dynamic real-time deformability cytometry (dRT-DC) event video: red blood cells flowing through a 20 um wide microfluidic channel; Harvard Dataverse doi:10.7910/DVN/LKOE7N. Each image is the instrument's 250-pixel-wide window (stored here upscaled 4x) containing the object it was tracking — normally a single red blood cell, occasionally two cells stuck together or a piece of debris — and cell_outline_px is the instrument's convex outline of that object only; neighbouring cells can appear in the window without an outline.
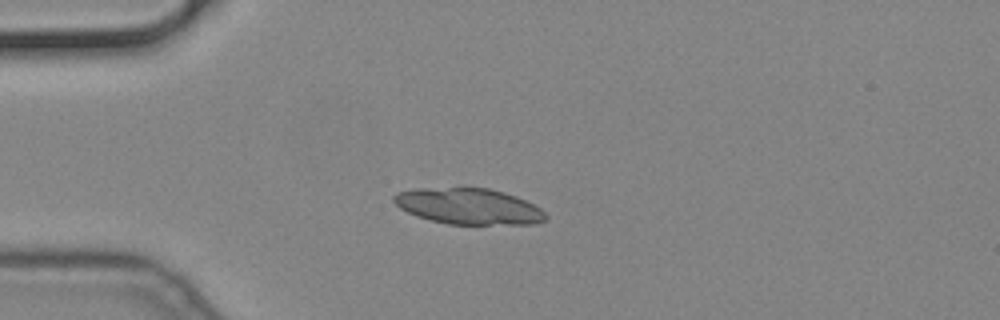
{"species": "common noctule bat (a hibernating species)", "species_latin": "Nyctalus noctula", "temperature_condition": "cold", "stored_images_in_passage": 49, "camera_frame_rate_fps": 3000, "um_per_image_px": 0.085, "animal": {"sex": "male", "body_mass_g": 19.2, "forearm_length_mm": 51.8}, "frame": {"image": 1, "passage_image": 8, "time_ms": 2.333, "image_size_px": [1000, 320], "cell_outline_px": [[548, 216], [544, 220], [532, 224], [448, 224], [416, 216], [400, 208], [392, 200], [392, 196], [396, 192], [416, 188], [460, 184], [488, 188], [504, 192], [516, 196], [540, 208]], "centroid_in_image_um": [39.77, 17.48], "position_along_channel_um": 45.2, "area_um2": 32.77}}